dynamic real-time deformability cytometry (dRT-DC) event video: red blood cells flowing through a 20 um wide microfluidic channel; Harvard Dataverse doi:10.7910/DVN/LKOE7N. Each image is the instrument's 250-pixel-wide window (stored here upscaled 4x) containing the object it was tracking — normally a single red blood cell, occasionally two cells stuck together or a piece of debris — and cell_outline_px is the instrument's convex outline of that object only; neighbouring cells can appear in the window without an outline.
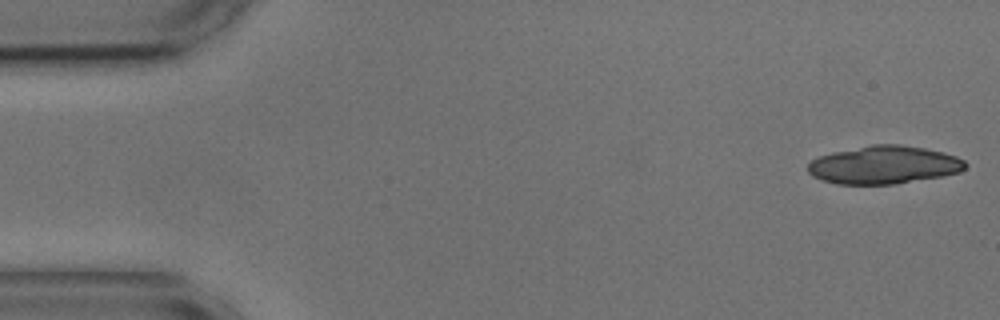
{"species": "common noctule bat (a hibernating species)", "species_latin": "Nyctalus noctula", "temperature_condition": "cold", "stored_images_in_passage": 4, "camera_frame_rate_fps": 3000, "um_per_image_px": 0.085, "animal": {"sex": "male", "body_mass_g": 17.9, "forearm_length_mm": 54.2}, "frame": {"image": 1, "passage_image": 1, "time_ms": 0.0, "image_size_px": [1000, 320], "cell_outline_px": [[968, 164], [960, 172], [944, 176], [896, 184], [836, 184], [820, 180], [812, 176], [808, 172], [808, 164], [812, 160], [820, 156], [832, 152], [872, 144], [900, 144], [924, 148], [944, 152], [956, 156], [964, 160]], "centroid_in_image_um": [75.14, 14.02], "position_along_channel_um": 9.9, "area_um2": 35.14}}